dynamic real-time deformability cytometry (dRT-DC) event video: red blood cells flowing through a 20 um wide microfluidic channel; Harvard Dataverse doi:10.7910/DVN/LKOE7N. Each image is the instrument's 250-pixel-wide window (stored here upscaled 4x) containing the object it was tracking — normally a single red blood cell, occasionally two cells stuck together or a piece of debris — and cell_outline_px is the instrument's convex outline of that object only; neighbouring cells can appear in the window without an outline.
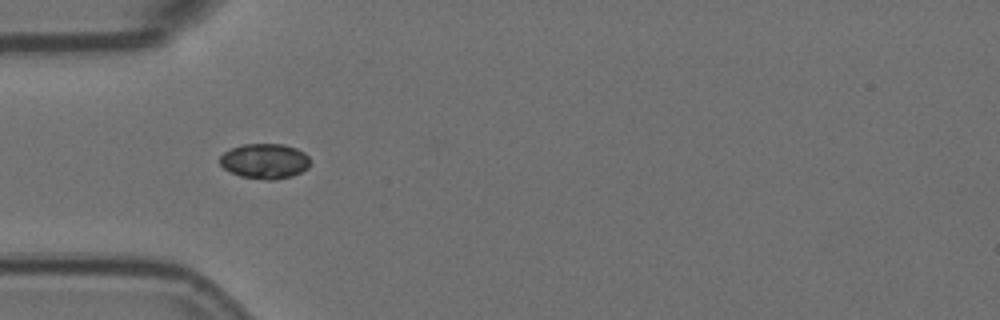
{"species": "Egyptian fruit bat (a non-hibernating species)", "species_latin": "Rousettus aegyptiacus", "temperature_condition": "room temperature", "stored_images_in_passage": 10, "camera_frame_rate_fps": 3000, "um_per_image_px": 0.085, "animal": {"sex": "female"}, "frame": {"image": 1, "passage_image": 4, "time_ms": 1.0, "image_size_px": [1000, 320], "cell_outline_px": [[308, 168], [292, 176], [272, 180], [268, 180], [240, 176], [224, 168], [220, 164], [220, 156], [224, 152], [232, 148], [244, 144], [280, 144], [296, 148], [304, 152], [308, 156]], "centroid_in_image_um": [22.49, 13.69], "position_along_channel_um": 62.5, "area_um2": 18.26}}
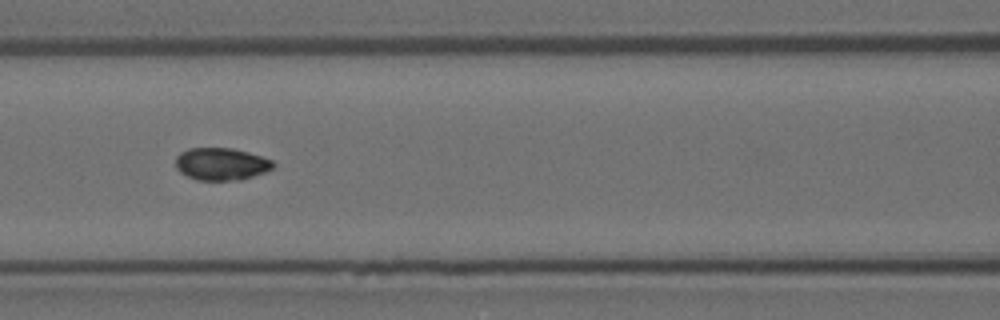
{"frame": {"image": 2, "passage_image": 6, "time_ms": 1.667, "image_size_px": [1000, 320], "cell_outline_px": [[276, 164], [272, 168], [264, 172], [240, 180], [196, 180], [180, 172], [176, 168], [176, 156], [180, 152], [188, 148], [232, 148], [248, 152], [272, 160]], "centroid_in_image_um": [18.79, 13.93], "position_along_channel_um": 147.8, "area_um2": 18.38}}
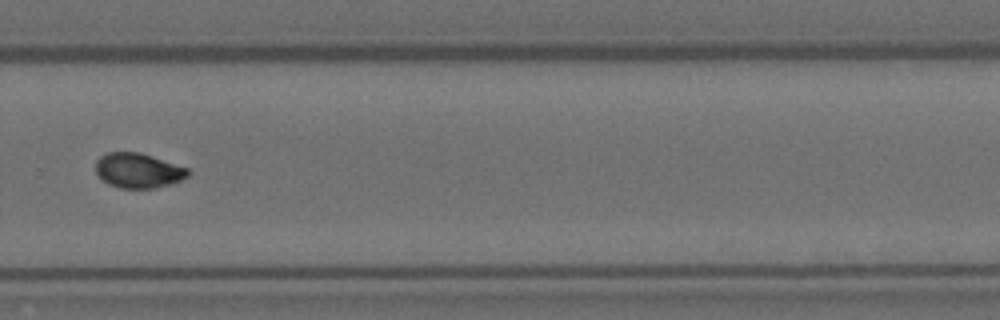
{"frame": {"image": 3, "passage_image": 10, "time_ms": 3.0, "image_size_px": [1000, 320], "cell_outline_px": [[192, 172], [188, 176], [180, 180], [168, 184], [152, 188], [120, 188], [108, 184], [96, 172], [96, 160], [100, 156], [108, 152], [140, 152], [188, 168]], "centroid_in_image_um": [11.75, 14.48], "position_along_channel_um": 318.1, "area_um2": 18.61}}